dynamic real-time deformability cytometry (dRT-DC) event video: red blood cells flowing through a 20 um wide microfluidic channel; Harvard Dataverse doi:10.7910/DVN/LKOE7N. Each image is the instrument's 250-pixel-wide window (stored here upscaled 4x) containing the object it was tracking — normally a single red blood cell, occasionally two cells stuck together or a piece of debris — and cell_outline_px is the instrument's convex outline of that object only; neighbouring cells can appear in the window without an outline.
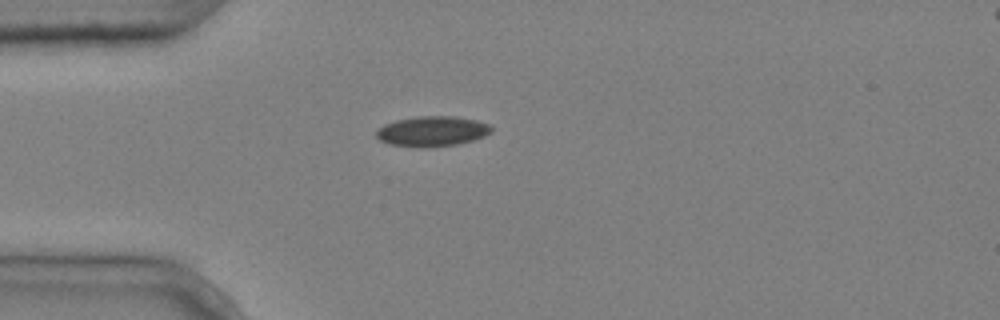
{"species": "common noctule bat (a hibernating species)", "species_latin": "Nyctalus noctula", "temperature_condition": "cold", "stored_images_in_passage": 1, "camera_frame_rate_fps": 3000, "um_per_image_px": 0.085, "animal": {"sex": "male", "body_mass_g": 20.4}, "frame": {"image": 1, "passage_image": 1, "time_ms": 0.0, "image_size_px": [1000, 320], "cell_outline_px": [[492, 132], [484, 136], [472, 140], [456, 144], [424, 148], [420, 148], [388, 144], [380, 140], [376, 136], [376, 132], [384, 124], [396, 120], [416, 116], [456, 116], [476, 120], [488, 124], [492, 128]], "centroid_in_image_um": [36.72, 11.16], "position_along_channel_um": 48.3, "area_um2": 20.29}}